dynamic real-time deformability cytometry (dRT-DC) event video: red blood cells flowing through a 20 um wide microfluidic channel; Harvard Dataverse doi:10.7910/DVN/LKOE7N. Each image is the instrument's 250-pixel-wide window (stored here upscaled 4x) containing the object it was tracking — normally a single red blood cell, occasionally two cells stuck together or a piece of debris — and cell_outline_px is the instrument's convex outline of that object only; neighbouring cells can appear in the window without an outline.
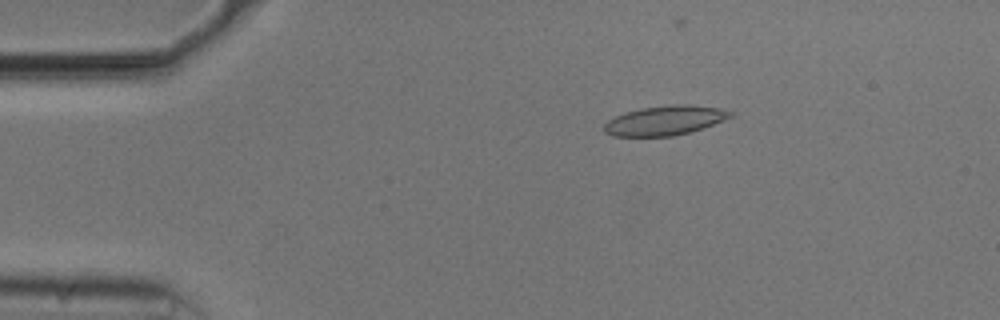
{"species": "common noctule bat (a hibernating species)", "species_latin": "Nyctalus noctula", "temperature_condition": "cold", "stored_images_in_passage": 44, "camera_frame_rate_fps": 3000, "um_per_image_px": 0.085, "animal": {"sex": "male", "body_mass_g": 20.5, "forearm_length_mm": 52.5}, "frame": {"image": 1, "passage_image": 9, "time_ms": 2.667, "image_size_px": [1000, 320], "cell_outline_px": [[736, 116], [688, 132], [672, 136], [612, 136], [604, 132], [604, 124], [608, 120], [624, 112], [640, 108], [672, 104], [688, 104], [720, 108], [736, 112]], "centroid_in_image_um": [56.54, 10.22], "position_along_channel_um": 28.5, "area_um2": 21.79}}
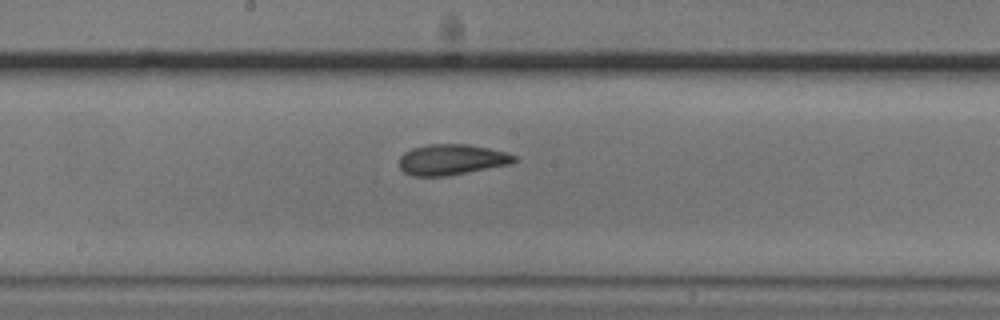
{"frame": {"image": 2, "passage_image": 28, "time_ms": 9.0, "image_size_px": [1000, 320], "cell_outline_px": [[516, 160], [512, 164], [448, 176], [412, 176], [404, 172], [400, 168], [400, 156], [404, 152], [412, 148], [428, 144], [468, 144], [488, 148], [504, 152], [516, 156]], "centroid_in_image_um": [38.38, 13.57], "position_along_channel_um": 209.8, "area_um2": 20.63}}
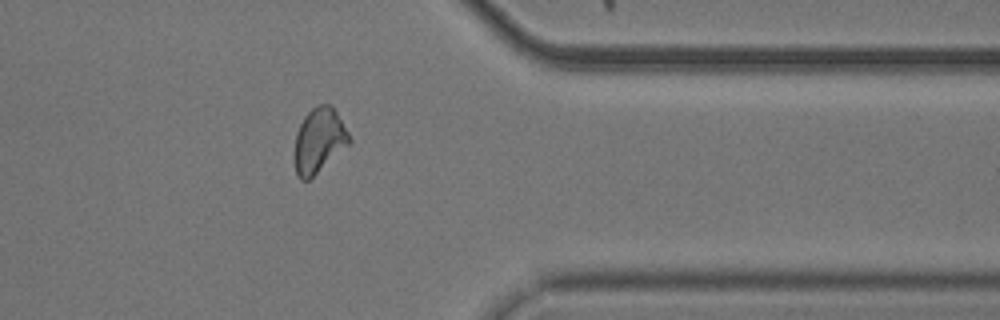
{"frame": {"image": 3, "passage_image": 43, "time_ms": 14.0, "image_size_px": [1000, 320], "cell_outline_px": [[352, 140], [348, 144], [308, 180], [300, 180], [296, 176], [292, 156], [296, 132], [304, 116], [316, 104], [332, 104], [348, 132]], "centroid_in_image_um": [27.05, 11.93], "position_along_channel_um": 384.3, "area_um2": 20.81}}